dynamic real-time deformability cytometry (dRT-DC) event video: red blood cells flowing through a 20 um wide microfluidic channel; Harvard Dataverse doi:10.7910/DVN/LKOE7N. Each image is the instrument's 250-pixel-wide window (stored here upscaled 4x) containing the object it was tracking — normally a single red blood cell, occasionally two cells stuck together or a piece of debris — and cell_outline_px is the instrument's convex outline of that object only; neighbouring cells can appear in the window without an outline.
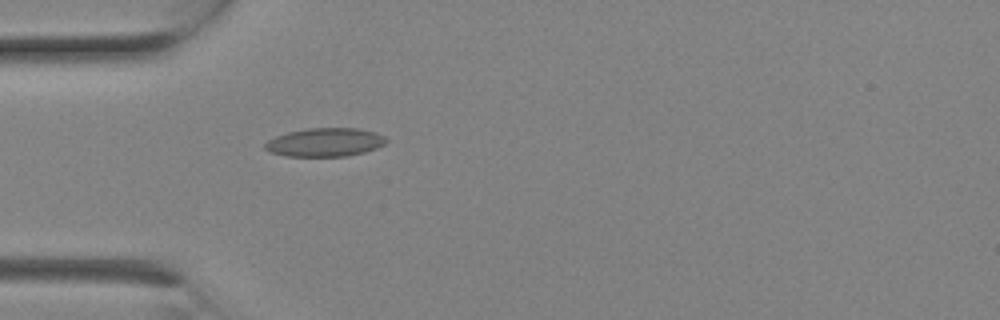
{"species": "Egyptian fruit bat (a non-hibernating species)", "species_latin": "Rousettus aegyptiacus", "temperature_condition": "room temperature", "stored_images_in_passage": 3, "camera_frame_rate_fps": 3000, "um_per_image_px": 0.085, "animal": {"sex": "female"}, "frame": {"image": 1, "passage_image": 3, "time_ms": 0.667, "image_size_px": [1000, 320], "cell_outline_px": [[388, 140], [384, 144], [376, 148], [364, 152], [344, 156], [288, 156], [272, 152], [264, 148], [264, 144], [268, 140], [276, 136], [288, 132], [308, 128], [356, 128], [376, 132], [384, 136]], "centroid_in_image_um": [27.64, 12.08], "position_along_channel_um": 57.4, "area_um2": 20.0}}